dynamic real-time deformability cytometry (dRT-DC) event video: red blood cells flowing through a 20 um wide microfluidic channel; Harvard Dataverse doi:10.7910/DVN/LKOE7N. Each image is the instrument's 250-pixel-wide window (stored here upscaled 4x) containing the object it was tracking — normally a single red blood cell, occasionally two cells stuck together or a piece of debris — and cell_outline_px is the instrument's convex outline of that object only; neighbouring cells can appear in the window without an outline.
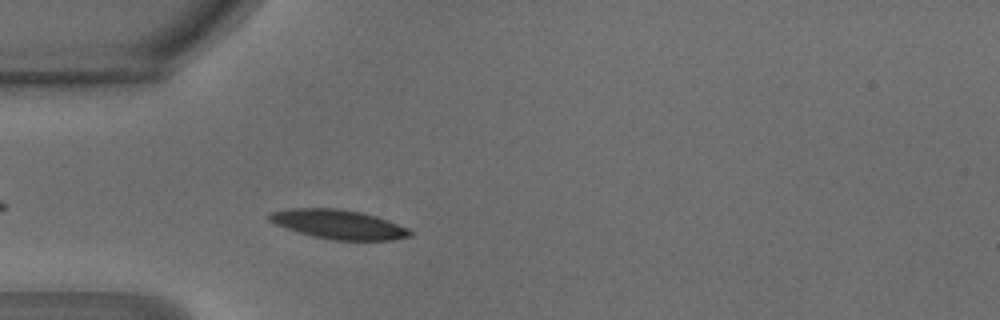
{"species": "common noctule bat (a hibernating species)", "species_latin": "Nyctalus noctula", "temperature_condition": "warm", "stored_images_in_passage": 37, "camera_frame_rate_fps": 3000, "um_per_image_px": 0.085, "animal": {"sex": "male", "body_mass_g": 18.8}, "frame": {"image": 1, "passage_image": 4, "time_ms": 1.0, "image_size_px": [1000, 320], "cell_outline_px": [[412, 236], [392, 240], [336, 240], [312, 236], [276, 224], [268, 220], [268, 216], [272, 212], [288, 208], [336, 208], [360, 212], [376, 216], [388, 220], [408, 228], [412, 232]], "centroid_in_image_um": [28.8, 19.06], "position_along_channel_um": 56.2, "area_um2": 23.76}}
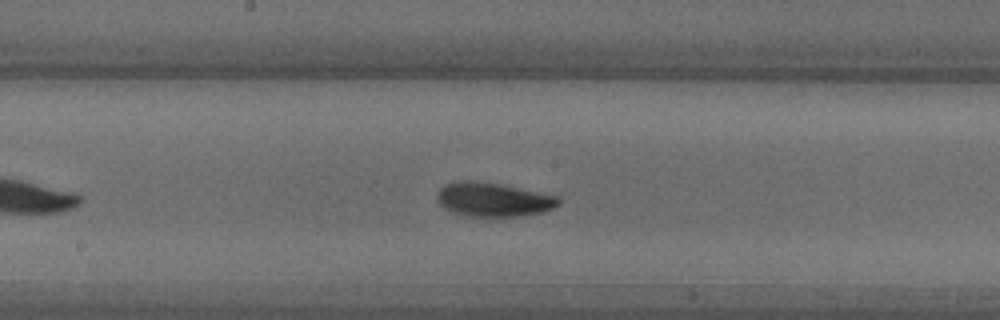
{"frame": {"image": 2, "passage_image": 15, "time_ms": 4.667, "image_size_px": [1000, 320], "cell_outline_px": [[560, 204], [544, 212], [520, 216], [464, 216], [452, 212], [444, 208], [440, 204], [436, 196], [436, 192], [444, 184], [456, 180], [472, 180], [500, 184], [560, 196]], "centroid_in_image_um": [41.91, 16.95], "position_along_channel_um": 206.3, "area_um2": 24.33}}
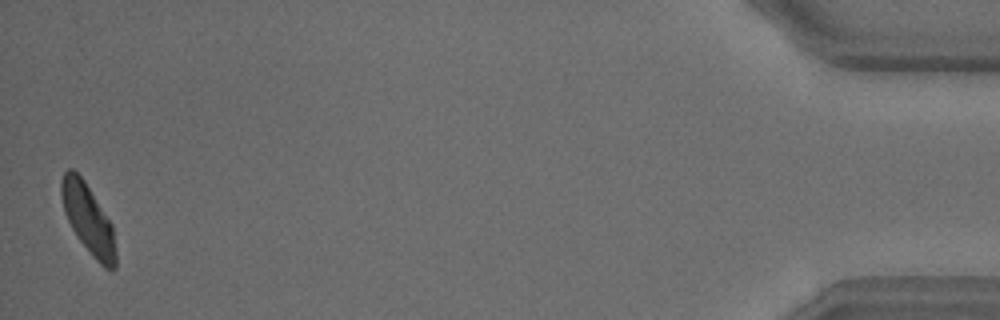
{"frame": {"image": 3, "passage_image": 37, "time_ms": 12.0, "image_size_px": [1000, 320], "cell_outline_px": [[116, 268], [112, 272], [104, 268], [92, 256], [80, 240], [72, 228], [64, 212], [60, 192], [60, 180], [64, 172], [68, 168], [72, 168], [84, 180], [112, 224], [116, 252]], "centroid_in_image_um": [7.49, 18.63], "position_along_channel_um": 427.7, "area_um2": 22.02}, "authors_computed_cell_mechanics": {"area_um2": 23.0044, "velocity_mm_per_s": 4.2309, "shape_relaxation_time_tau1_ms": 2.3741, "shape_relaxation_time_tau2_ms": 2.9817, "deformation_change_tau1": 0.1222, "deformation_change_tau2": 0.0852}}